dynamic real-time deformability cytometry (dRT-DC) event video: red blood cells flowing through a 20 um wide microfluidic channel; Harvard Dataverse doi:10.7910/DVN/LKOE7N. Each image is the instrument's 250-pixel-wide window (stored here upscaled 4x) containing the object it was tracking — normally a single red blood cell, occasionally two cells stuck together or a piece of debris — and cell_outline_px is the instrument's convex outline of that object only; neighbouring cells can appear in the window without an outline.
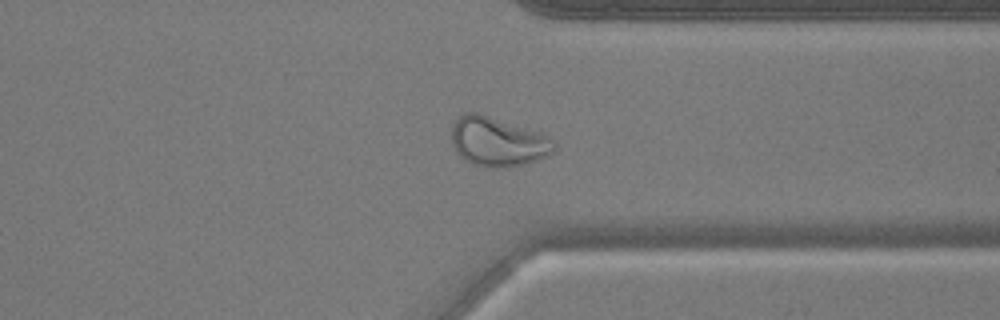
{"species": "common noctule bat (a hibernating species)", "species_latin": "Nyctalus noctula", "temperature_condition": "warm", "stored_images_in_passage": 43, "camera_frame_rate_fps": 3000, "um_per_image_px": 0.085, "animal": {"sex": "male", "body_mass_g": 17.9, "forearm_length_mm": 54.2}, "frame": {"image": 1, "passage_image": 31, "time_ms": 10.0, "image_size_px": [1000, 320], "cell_outline_px": [[556, 148], [548, 156], [524, 164], [504, 168], [484, 168], [472, 164], [460, 156], [456, 152], [452, 144], [452, 120], [460, 112], [476, 112], [540, 132], [556, 140]], "centroid_in_image_um": [42.28, 12.04], "position_along_channel_um": 369.1, "area_um2": 30.0}}
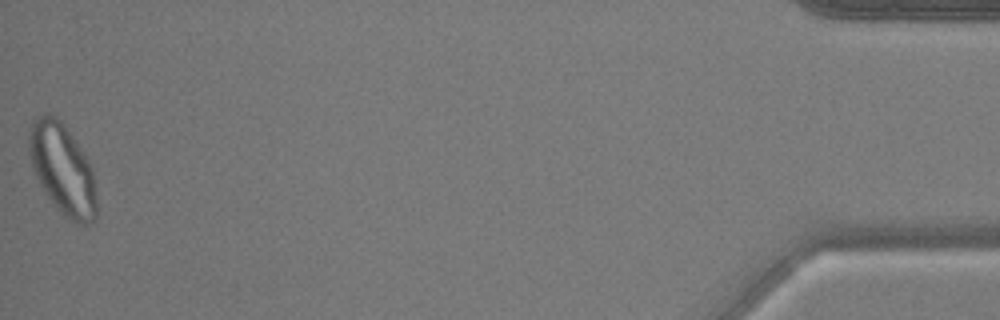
{"frame": {"image": 2, "passage_image": 43, "time_ms": 14.0, "image_size_px": [1000, 320], "cell_outline_px": [[96, 220], [88, 224], [80, 224], [64, 216], [56, 208], [44, 192], [32, 168], [28, 148], [28, 136], [32, 120], [36, 116], [44, 112], [48, 112], [56, 116], [60, 120], [76, 140], [88, 160], [92, 168], [96, 200]], "centroid_in_image_um": [5.29, 14.34], "position_along_channel_um": 429.9, "area_um2": 35.95}, "authors_computed_cell_mechanics": {"area_um2": 28.0908, "velocity_mm_per_s": 3.7457, "shape_relaxation_time_tau1_ms": null, "shape_relaxation_time_tau2_ms": 1.4713, "deformation_change_tau1": null, "deformation_change_tau2": 0.0783}}